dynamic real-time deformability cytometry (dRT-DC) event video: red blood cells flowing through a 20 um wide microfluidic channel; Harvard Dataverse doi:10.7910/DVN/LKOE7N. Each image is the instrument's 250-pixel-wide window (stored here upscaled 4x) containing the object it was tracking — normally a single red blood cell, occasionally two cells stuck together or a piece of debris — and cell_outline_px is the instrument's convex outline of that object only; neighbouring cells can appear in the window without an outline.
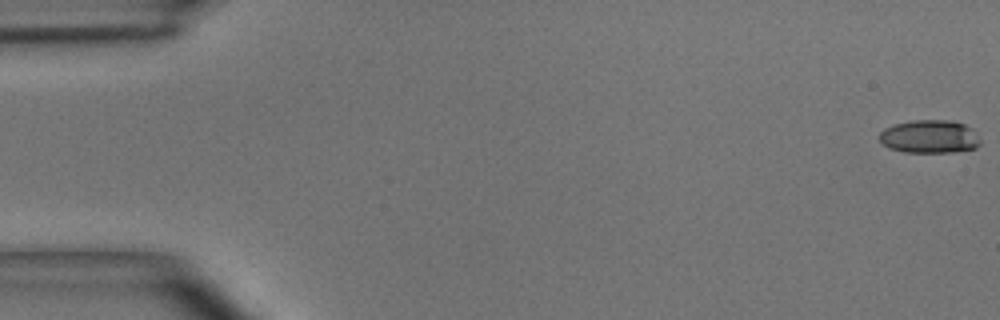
{"species": "common noctule bat (a hibernating species)", "species_latin": "Nyctalus noctula", "temperature_condition": "room temperature", "stored_images_in_passage": 5, "camera_frame_rate_fps": 3000, "um_per_image_px": 0.085, "animal": {"sex": "male", "body_mass_g": 15.6}, "frame": {"image": 1, "passage_image": 1, "time_ms": 0.0, "image_size_px": [1000, 320], "cell_outline_px": [[980, 144], [976, 148], [952, 152], [904, 152], [888, 148], [880, 140], [880, 132], [884, 128], [896, 124], [912, 120], [948, 120], [964, 124], [972, 128], [980, 140]], "centroid_in_image_um": [79.02, 11.61], "position_along_channel_um": 6.0, "area_um2": 19.48}}
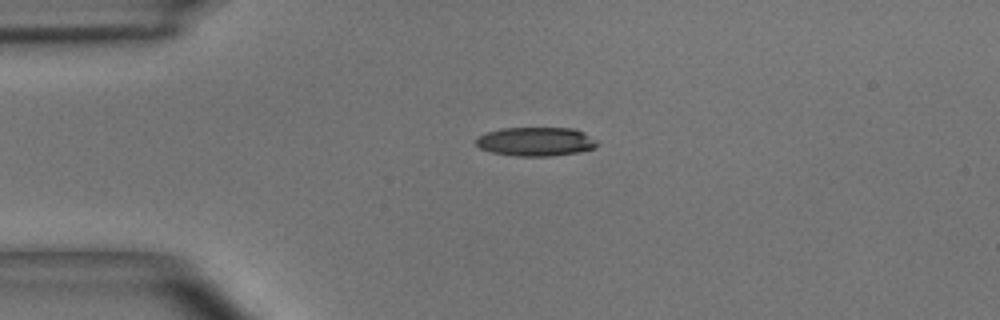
{"frame": {"image": 2, "passage_image": 4, "time_ms": 1.0, "image_size_px": [1000, 320], "cell_outline_px": [[600, 144], [596, 148], [576, 152], [548, 156], [516, 156], [492, 152], [480, 148], [472, 140], [488, 132], [500, 128], [572, 128], [584, 132], [600, 140]], "centroid_in_image_um": [45.59, 12.03], "position_along_channel_um": 39.4, "area_um2": 20.58}}